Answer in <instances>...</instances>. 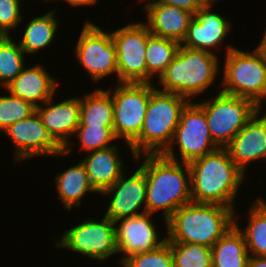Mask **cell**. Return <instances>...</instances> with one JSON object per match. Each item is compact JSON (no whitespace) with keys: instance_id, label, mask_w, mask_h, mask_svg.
I'll return each instance as SVG.
<instances>
[{"instance_id":"obj_1","label":"cell","mask_w":266,"mask_h":267,"mask_svg":"<svg viewBox=\"0 0 266 267\" xmlns=\"http://www.w3.org/2000/svg\"><path fill=\"white\" fill-rule=\"evenodd\" d=\"M131 162L139 164L145 173L147 213L159 216L161 212L166 232V220L179 207L193 202L189 165L163 154H143Z\"/></svg>"},{"instance_id":"obj_2","label":"cell","mask_w":266,"mask_h":267,"mask_svg":"<svg viewBox=\"0 0 266 267\" xmlns=\"http://www.w3.org/2000/svg\"><path fill=\"white\" fill-rule=\"evenodd\" d=\"M188 165L193 202L219 204L238 211L236 200L249 175L236 166L226 148H218Z\"/></svg>"},{"instance_id":"obj_3","label":"cell","mask_w":266,"mask_h":267,"mask_svg":"<svg viewBox=\"0 0 266 267\" xmlns=\"http://www.w3.org/2000/svg\"><path fill=\"white\" fill-rule=\"evenodd\" d=\"M220 59L219 55L211 52L180 45L173 61L156 80L155 87L164 92L184 96L189 101L199 100L201 95L206 97L204 94L208 92L209 87L219 86L217 89L220 90ZM217 80L219 83L215 85Z\"/></svg>"},{"instance_id":"obj_4","label":"cell","mask_w":266,"mask_h":267,"mask_svg":"<svg viewBox=\"0 0 266 267\" xmlns=\"http://www.w3.org/2000/svg\"><path fill=\"white\" fill-rule=\"evenodd\" d=\"M233 208L190 202L166 220V242L203 244L212 247L232 226Z\"/></svg>"},{"instance_id":"obj_5","label":"cell","mask_w":266,"mask_h":267,"mask_svg":"<svg viewBox=\"0 0 266 267\" xmlns=\"http://www.w3.org/2000/svg\"><path fill=\"white\" fill-rule=\"evenodd\" d=\"M189 100L181 95L164 92L152 83L145 119L140 135L130 144L134 156L162 154L170 145L180 115Z\"/></svg>"},{"instance_id":"obj_6","label":"cell","mask_w":266,"mask_h":267,"mask_svg":"<svg viewBox=\"0 0 266 267\" xmlns=\"http://www.w3.org/2000/svg\"><path fill=\"white\" fill-rule=\"evenodd\" d=\"M92 218L90 215L76 224L69 226L61 235L53 236L54 247L72 252L79 257L87 258L89 261H96L104 265L111 262V258L117 256L116 264H119V254L116 245V227L111 219L100 215ZM80 255V256H79Z\"/></svg>"},{"instance_id":"obj_7","label":"cell","mask_w":266,"mask_h":267,"mask_svg":"<svg viewBox=\"0 0 266 267\" xmlns=\"http://www.w3.org/2000/svg\"><path fill=\"white\" fill-rule=\"evenodd\" d=\"M224 56L220 91L250 99L257 106L265 104L266 64L261 54L255 48L252 51L236 47Z\"/></svg>"},{"instance_id":"obj_8","label":"cell","mask_w":266,"mask_h":267,"mask_svg":"<svg viewBox=\"0 0 266 267\" xmlns=\"http://www.w3.org/2000/svg\"><path fill=\"white\" fill-rule=\"evenodd\" d=\"M80 34L74 45L75 61L83 68L92 83L112 78L118 83L116 47L111 30L102 29L91 19H84ZM92 21V22H91ZM113 76H115L113 78ZM100 80V81H99Z\"/></svg>"},{"instance_id":"obj_9","label":"cell","mask_w":266,"mask_h":267,"mask_svg":"<svg viewBox=\"0 0 266 267\" xmlns=\"http://www.w3.org/2000/svg\"><path fill=\"white\" fill-rule=\"evenodd\" d=\"M196 103L204 110L213 141L225 148L258 111L247 98L216 91L208 99Z\"/></svg>"},{"instance_id":"obj_10","label":"cell","mask_w":266,"mask_h":267,"mask_svg":"<svg viewBox=\"0 0 266 267\" xmlns=\"http://www.w3.org/2000/svg\"><path fill=\"white\" fill-rule=\"evenodd\" d=\"M106 89L114 107L113 131L121 143H126L130 157L135 158L130 144L140 135L150 95L152 83H111Z\"/></svg>"},{"instance_id":"obj_11","label":"cell","mask_w":266,"mask_h":267,"mask_svg":"<svg viewBox=\"0 0 266 267\" xmlns=\"http://www.w3.org/2000/svg\"><path fill=\"white\" fill-rule=\"evenodd\" d=\"M218 148L211 137L204 110L195 101H189L181 112L170 145L162 154L182 163H190Z\"/></svg>"},{"instance_id":"obj_12","label":"cell","mask_w":266,"mask_h":267,"mask_svg":"<svg viewBox=\"0 0 266 267\" xmlns=\"http://www.w3.org/2000/svg\"><path fill=\"white\" fill-rule=\"evenodd\" d=\"M4 134V135H3ZM11 142L13 164L23 163L37 157H56L60 159L65 153V145L45 128L35 111L32 115L9 126L3 133ZM59 156V157H58Z\"/></svg>"},{"instance_id":"obj_13","label":"cell","mask_w":266,"mask_h":267,"mask_svg":"<svg viewBox=\"0 0 266 267\" xmlns=\"http://www.w3.org/2000/svg\"><path fill=\"white\" fill-rule=\"evenodd\" d=\"M116 28L111 35L116 47L118 83H147L145 51L151 35L148 26L139 20Z\"/></svg>"},{"instance_id":"obj_14","label":"cell","mask_w":266,"mask_h":267,"mask_svg":"<svg viewBox=\"0 0 266 267\" xmlns=\"http://www.w3.org/2000/svg\"><path fill=\"white\" fill-rule=\"evenodd\" d=\"M137 166L133 167L135 170L129 173V176L126 170L110 188L99 194L103 200L108 197V202H104L106 209L102 212L105 218L115 222L121 218L147 212L145 173L139 165Z\"/></svg>"},{"instance_id":"obj_15","label":"cell","mask_w":266,"mask_h":267,"mask_svg":"<svg viewBox=\"0 0 266 267\" xmlns=\"http://www.w3.org/2000/svg\"><path fill=\"white\" fill-rule=\"evenodd\" d=\"M215 6L201 7L191 20L185 39L182 41L181 46L189 49L208 51L213 54H219L222 45L225 54L231 49L236 48L232 44L226 46L225 40L230 38V33L233 31V25L230 18L226 14L222 15L221 11L217 12ZM229 36V37H228Z\"/></svg>"},{"instance_id":"obj_16","label":"cell","mask_w":266,"mask_h":267,"mask_svg":"<svg viewBox=\"0 0 266 267\" xmlns=\"http://www.w3.org/2000/svg\"><path fill=\"white\" fill-rule=\"evenodd\" d=\"M153 216L155 214L146 212L115 221L119 263L134 254L155 250L166 242L164 230H158L160 225L156 224L157 220L154 222L158 218Z\"/></svg>"},{"instance_id":"obj_17","label":"cell","mask_w":266,"mask_h":267,"mask_svg":"<svg viewBox=\"0 0 266 267\" xmlns=\"http://www.w3.org/2000/svg\"><path fill=\"white\" fill-rule=\"evenodd\" d=\"M225 148L245 176L252 163H266V120L256 112Z\"/></svg>"},{"instance_id":"obj_18","label":"cell","mask_w":266,"mask_h":267,"mask_svg":"<svg viewBox=\"0 0 266 267\" xmlns=\"http://www.w3.org/2000/svg\"><path fill=\"white\" fill-rule=\"evenodd\" d=\"M42 62L32 66L26 64L21 73L5 89L12 95L32 103L35 107L42 105L51 97L57 96L60 79L53 77Z\"/></svg>"},{"instance_id":"obj_19","label":"cell","mask_w":266,"mask_h":267,"mask_svg":"<svg viewBox=\"0 0 266 267\" xmlns=\"http://www.w3.org/2000/svg\"><path fill=\"white\" fill-rule=\"evenodd\" d=\"M67 98L57 102L59 98L54 100L55 96H53L36 107V112L45 128L65 146L71 141V137L73 138L80 120V95Z\"/></svg>"},{"instance_id":"obj_20","label":"cell","mask_w":266,"mask_h":267,"mask_svg":"<svg viewBox=\"0 0 266 267\" xmlns=\"http://www.w3.org/2000/svg\"><path fill=\"white\" fill-rule=\"evenodd\" d=\"M116 145L102 150H96L85 153V157H81L80 161L83 163L85 170L88 173L89 181L94 190L101 194L110 188L126 171L128 163H124V153ZM123 156V157H122Z\"/></svg>"},{"instance_id":"obj_21","label":"cell","mask_w":266,"mask_h":267,"mask_svg":"<svg viewBox=\"0 0 266 267\" xmlns=\"http://www.w3.org/2000/svg\"><path fill=\"white\" fill-rule=\"evenodd\" d=\"M142 10L146 14L143 22L152 35L172 39L180 44L194 18L193 13L164 3H149Z\"/></svg>"},{"instance_id":"obj_22","label":"cell","mask_w":266,"mask_h":267,"mask_svg":"<svg viewBox=\"0 0 266 267\" xmlns=\"http://www.w3.org/2000/svg\"><path fill=\"white\" fill-rule=\"evenodd\" d=\"M57 12L56 6L55 9H47L44 14L34 15L26 24L21 25L23 28L21 27L20 30L18 29L21 35L19 33L15 37L27 56L32 58L33 54H42L44 49L46 50L49 46L51 47L53 42L55 43L60 33L59 29H61L59 26L63 24L60 23L61 18H58Z\"/></svg>"},{"instance_id":"obj_23","label":"cell","mask_w":266,"mask_h":267,"mask_svg":"<svg viewBox=\"0 0 266 267\" xmlns=\"http://www.w3.org/2000/svg\"><path fill=\"white\" fill-rule=\"evenodd\" d=\"M53 181L57 199L67 212L74 210L75 207L81 208L84 199L90 195L92 197L93 193L94 196L99 195L92 187L88 173L80 160L62 172H57Z\"/></svg>"},{"instance_id":"obj_24","label":"cell","mask_w":266,"mask_h":267,"mask_svg":"<svg viewBox=\"0 0 266 267\" xmlns=\"http://www.w3.org/2000/svg\"><path fill=\"white\" fill-rule=\"evenodd\" d=\"M261 196L249 202L248 211H244L246 217L242 215V212L235 211L234 213V225L243 234L250 256H266V199L263 198V194ZM241 218L247 220H243V223H247L242 225L239 222Z\"/></svg>"},{"instance_id":"obj_25","label":"cell","mask_w":266,"mask_h":267,"mask_svg":"<svg viewBox=\"0 0 266 267\" xmlns=\"http://www.w3.org/2000/svg\"><path fill=\"white\" fill-rule=\"evenodd\" d=\"M114 107L111 94L98 87L80 96L79 126L113 127Z\"/></svg>"},{"instance_id":"obj_26","label":"cell","mask_w":266,"mask_h":267,"mask_svg":"<svg viewBox=\"0 0 266 267\" xmlns=\"http://www.w3.org/2000/svg\"><path fill=\"white\" fill-rule=\"evenodd\" d=\"M213 267H247L250 253L243 234L234 225L212 247Z\"/></svg>"},{"instance_id":"obj_27","label":"cell","mask_w":266,"mask_h":267,"mask_svg":"<svg viewBox=\"0 0 266 267\" xmlns=\"http://www.w3.org/2000/svg\"><path fill=\"white\" fill-rule=\"evenodd\" d=\"M180 43L168 39L150 35L145 51L147 65V83H154L173 61ZM153 79H155L153 81Z\"/></svg>"},{"instance_id":"obj_28","label":"cell","mask_w":266,"mask_h":267,"mask_svg":"<svg viewBox=\"0 0 266 267\" xmlns=\"http://www.w3.org/2000/svg\"><path fill=\"white\" fill-rule=\"evenodd\" d=\"M73 137L65 147V153L69 156H71V152H75L73 150L75 148L74 143H76L74 139L76 138L78 142L76 145L79 144L78 150L84 152L82 154L110 148L119 141L114 134L113 127L102 126H78Z\"/></svg>"},{"instance_id":"obj_29","label":"cell","mask_w":266,"mask_h":267,"mask_svg":"<svg viewBox=\"0 0 266 267\" xmlns=\"http://www.w3.org/2000/svg\"><path fill=\"white\" fill-rule=\"evenodd\" d=\"M28 58V59H27ZM25 54L14 36L0 38V87L3 89L11 83L28 64Z\"/></svg>"},{"instance_id":"obj_30","label":"cell","mask_w":266,"mask_h":267,"mask_svg":"<svg viewBox=\"0 0 266 267\" xmlns=\"http://www.w3.org/2000/svg\"><path fill=\"white\" fill-rule=\"evenodd\" d=\"M174 267H213L211 248L203 244L167 242Z\"/></svg>"},{"instance_id":"obj_31","label":"cell","mask_w":266,"mask_h":267,"mask_svg":"<svg viewBox=\"0 0 266 267\" xmlns=\"http://www.w3.org/2000/svg\"><path fill=\"white\" fill-rule=\"evenodd\" d=\"M4 90V94H0V132L2 133L9 126L27 118L36 111V107L32 103L12 95L5 88Z\"/></svg>"},{"instance_id":"obj_32","label":"cell","mask_w":266,"mask_h":267,"mask_svg":"<svg viewBox=\"0 0 266 267\" xmlns=\"http://www.w3.org/2000/svg\"><path fill=\"white\" fill-rule=\"evenodd\" d=\"M119 267H174L167 242L155 250L134 254L120 261Z\"/></svg>"},{"instance_id":"obj_33","label":"cell","mask_w":266,"mask_h":267,"mask_svg":"<svg viewBox=\"0 0 266 267\" xmlns=\"http://www.w3.org/2000/svg\"><path fill=\"white\" fill-rule=\"evenodd\" d=\"M21 1L0 0V34L2 36H15L17 29H20V25L25 22L26 14L22 7L29 2L23 4Z\"/></svg>"},{"instance_id":"obj_34","label":"cell","mask_w":266,"mask_h":267,"mask_svg":"<svg viewBox=\"0 0 266 267\" xmlns=\"http://www.w3.org/2000/svg\"><path fill=\"white\" fill-rule=\"evenodd\" d=\"M151 3H164L170 6H175L195 14L203 7L199 0H152Z\"/></svg>"},{"instance_id":"obj_35","label":"cell","mask_w":266,"mask_h":267,"mask_svg":"<svg viewBox=\"0 0 266 267\" xmlns=\"http://www.w3.org/2000/svg\"><path fill=\"white\" fill-rule=\"evenodd\" d=\"M60 2L62 1L63 2H66L67 4V7L69 8L72 7V9H74L75 7L78 8V7H88L89 6H95V5H98V2L99 4L101 3L99 0H59ZM58 0L55 1V3L57 2V6H58Z\"/></svg>"},{"instance_id":"obj_36","label":"cell","mask_w":266,"mask_h":267,"mask_svg":"<svg viewBox=\"0 0 266 267\" xmlns=\"http://www.w3.org/2000/svg\"><path fill=\"white\" fill-rule=\"evenodd\" d=\"M247 267H266V256H250Z\"/></svg>"},{"instance_id":"obj_37","label":"cell","mask_w":266,"mask_h":267,"mask_svg":"<svg viewBox=\"0 0 266 267\" xmlns=\"http://www.w3.org/2000/svg\"><path fill=\"white\" fill-rule=\"evenodd\" d=\"M266 25V24H265ZM263 35L262 39L259 41V44L256 45L255 49L261 54L265 64H266V27L264 32H262Z\"/></svg>"},{"instance_id":"obj_38","label":"cell","mask_w":266,"mask_h":267,"mask_svg":"<svg viewBox=\"0 0 266 267\" xmlns=\"http://www.w3.org/2000/svg\"><path fill=\"white\" fill-rule=\"evenodd\" d=\"M218 1L220 3L221 0H199V3L203 6V7H210V6H214V4H218Z\"/></svg>"},{"instance_id":"obj_39","label":"cell","mask_w":266,"mask_h":267,"mask_svg":"<svg viewBox=\"0 0 266 267\" xmlns=\"http://www.w3.org/2000/svg\"><path fill=\"white\" fill-rule=\"evenodd\" d=\"M265 105L266 104L258 106V111L257 112L266 120V110H264V109H266L264 107Z\"/></svg>"},{"instance_id":"obj_40","label":"cell","mask_w":266,"mask_h":267,"mask_svg":"<svg viewBox=\"0 0 266 267\" xmlns=\"http://www.w3.org/2000/svg\"><path fill=\"white\" fill-rule=\"evenodd\" d=\"M135 1H137L138 4L139 3L142 4V2H143L142 8H144L147 4L152 2V0H135Z\"/></svg>"},{"instance_id":"obj_41","label":"cell","mask_w":266,"mask_h":267,"mask_svg":"<svg viewBox=\"0 0 266 267\" xmlns=\"http://www.w3.org/2000/svg\"><path fill=\"white\" fill-rule=\"evenodd\" d=\"M33 1H34L35 3H36L37 1H42V3H44V2L46 1V2H45V4H46L47 2L50 3V1H51V3H53V2H55L56 0H32V2H33Z\"/></svg>"}]
</instances>
